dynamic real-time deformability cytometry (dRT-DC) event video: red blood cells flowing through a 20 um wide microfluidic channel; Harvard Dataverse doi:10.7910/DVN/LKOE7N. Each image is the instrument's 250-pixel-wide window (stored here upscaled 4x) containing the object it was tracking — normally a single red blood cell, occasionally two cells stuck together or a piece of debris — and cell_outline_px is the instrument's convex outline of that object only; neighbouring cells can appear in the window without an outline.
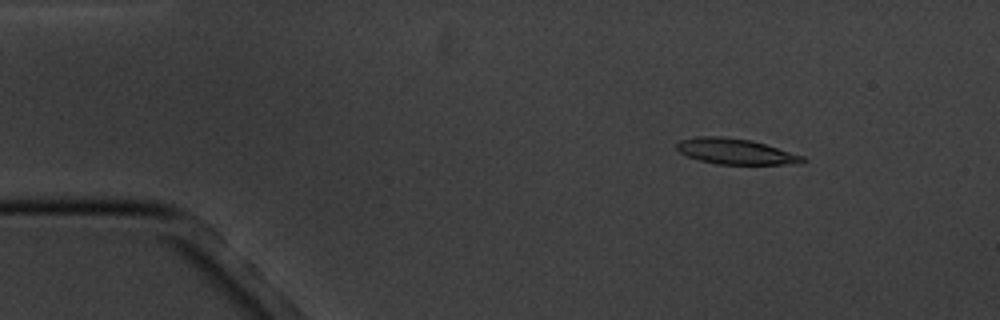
{"species": "common noctule bat (a hibernating species)", "species_latin": "Nyctalus noctula", "temperature_condition": "cold", "stored_images_in_passage": 5, "camera_frame_rate_fps": 3000, "um_per_image_px": 0.085, "animal": {"sex": "male", "body_mass_g": 20.1, "forearm_length_mm": 53.5}, "frame": {"image": 1, "passage_image": 2, "time_ms": 1.0, "image_size_px": [1000, 320], "cell_outline_px": [[808, 160], [804, 164], [716, 164], [700, 160], [688, 156], [680, 152], [676, 148], [676, 144], [680, 140], [696, 136], [720, 136], [752, 140], [804, 156]], "centroid_in_image_um": [62.55, 12.87], "position_along_channel_um": 22.4, "area_um2": 18.9}}
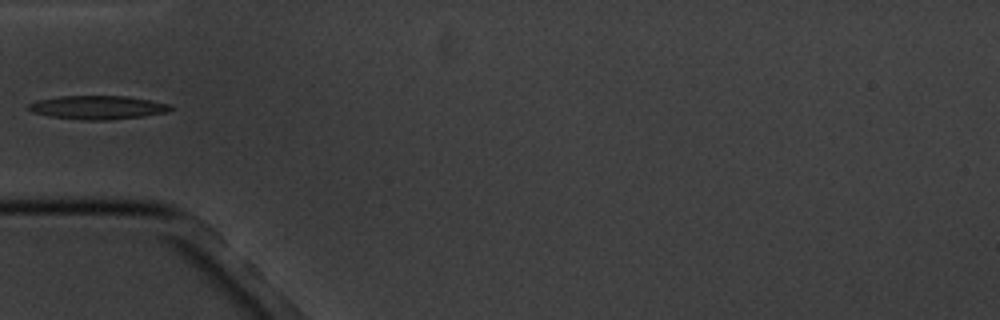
{"frame": {"image": 2, "passage_image": 5, "time_ms": 4.667, "image_size_px": [1000, 320], "cell_outline_px": [[176, 108], [168, 112], [140, 116], [108, 120], [84, 120], [52, 116], [32, 112], [24, 108], [28, 104], [36, 100], [60, 96], [124, 96], [152, 100], [168, 104]], "centroid_in_image_um": [8.29, 9.12], "position_along_channel_um": 76.7, "area_um2": 19.54}}